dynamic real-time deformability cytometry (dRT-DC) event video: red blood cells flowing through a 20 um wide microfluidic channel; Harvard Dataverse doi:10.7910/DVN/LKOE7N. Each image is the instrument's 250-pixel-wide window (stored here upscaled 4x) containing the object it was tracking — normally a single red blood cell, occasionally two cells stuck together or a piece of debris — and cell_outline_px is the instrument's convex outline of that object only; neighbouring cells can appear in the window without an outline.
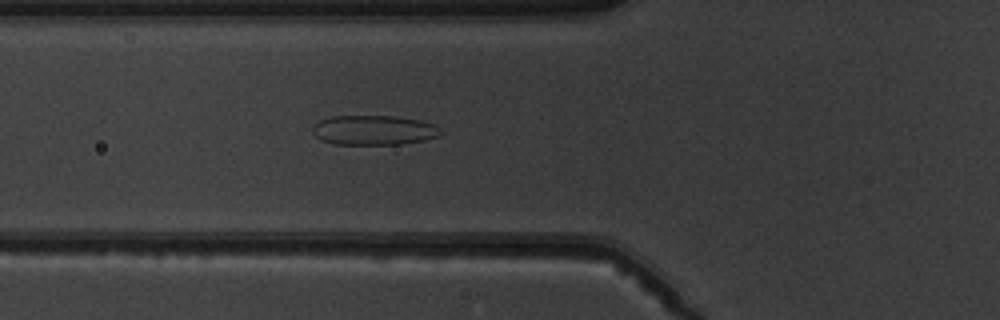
{"species": "common noctule bat (a hibernating species)", "species_latin": "Nyctalus noctula", "temperature_condition": "warm", "stored_images_in_passage": 2, "camera_frame_rate_fps": 3000, "um_per_image_px": 0.085, "animal": {"sex": "male", "body_mass_g": 19.5, "forearm_length_mm": 54.6}, "frame": {"image": 1, "passage_image": 2, "time_ms": 1.0, "image_size_px": [1000, 320], "cell_outline_px": [[444, 132], [440, 136], [424, 140], [400, 144], [336, 144], [320, 140], [312, 132], [312, 128], [320, 120], [332, 116], [392, 116], [420, 120], [432, 124], [440, 128]], "centroid_in_image_um": [31.79, 11.06], "position_along_channel_um": 94.0, "area_um2": 22.14}}